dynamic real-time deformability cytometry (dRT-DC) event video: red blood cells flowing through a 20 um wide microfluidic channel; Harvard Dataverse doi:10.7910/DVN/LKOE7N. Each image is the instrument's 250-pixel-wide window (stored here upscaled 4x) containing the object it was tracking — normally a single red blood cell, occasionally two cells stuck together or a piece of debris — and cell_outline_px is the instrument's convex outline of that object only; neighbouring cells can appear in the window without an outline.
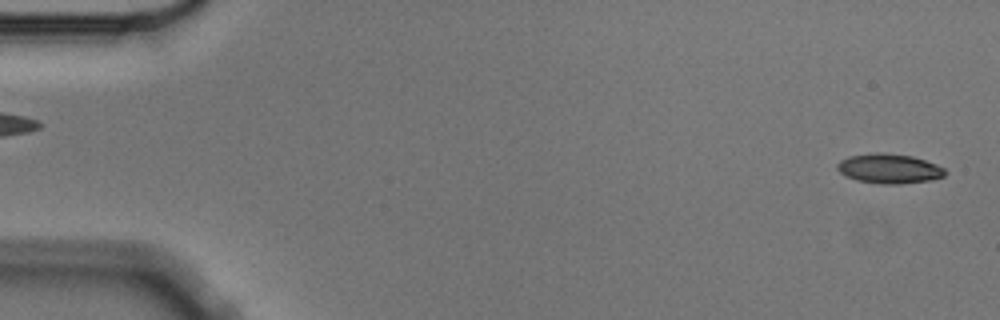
{"species": "Egyptian fruit bat (a non-hibernating species)", "species_latin": "Rousettus aegyptiacus", "temperature_condition": "cold", "stored_images_in_passage": 5, "camera_frame_rate_fps": 3000, "um_per_image_px": 0.085, "animal": {"sex": "male"}, "frame": {"image": 1, "passage_image": 1, "time_ms": 0.0, "image_size_px": [1000, 320], "cell_outline_px": [[948, 172], [944, 176], [928, 180], [896, 184], [884, 184], [856, 180], [844, 176], [836, 168], [836, 164], [840, 160], [848, 156], [884, 152], [912, 156], [936, 164], [944, 168]], "centroid_in_image_um": [75.55, 14.33], "position_along_channel_um": 9.4, "area_um2": 18.55}}
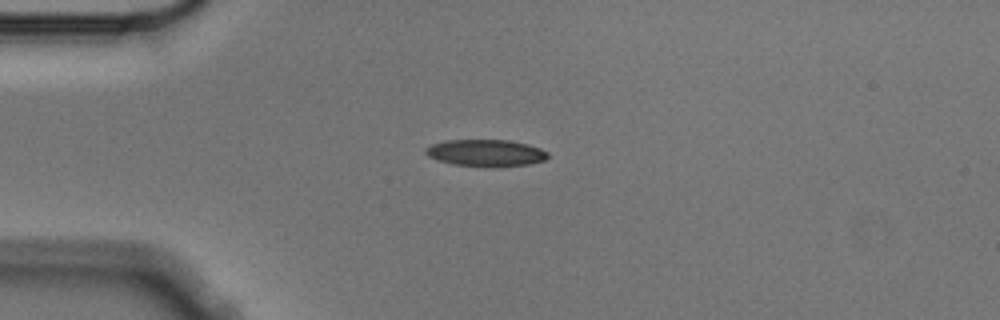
{"frame": {"image": 2, "passage_image": 4, "time_ms": 1.0, "image_size_px": [1000, 320], "cell_outline_px": [[548, 156], [544, 160], [528, 164], [492, 168], [452, 164], [428, 156], [424, 152], [424, 148], [432, 144], [444, 140], [508, 140], [528, 144], [540, 148], [548, 152]], "centroid_in_image_um": [41.28, 13.0], "position_along_channel_um": 43.7, "area_um2": 19.31}}